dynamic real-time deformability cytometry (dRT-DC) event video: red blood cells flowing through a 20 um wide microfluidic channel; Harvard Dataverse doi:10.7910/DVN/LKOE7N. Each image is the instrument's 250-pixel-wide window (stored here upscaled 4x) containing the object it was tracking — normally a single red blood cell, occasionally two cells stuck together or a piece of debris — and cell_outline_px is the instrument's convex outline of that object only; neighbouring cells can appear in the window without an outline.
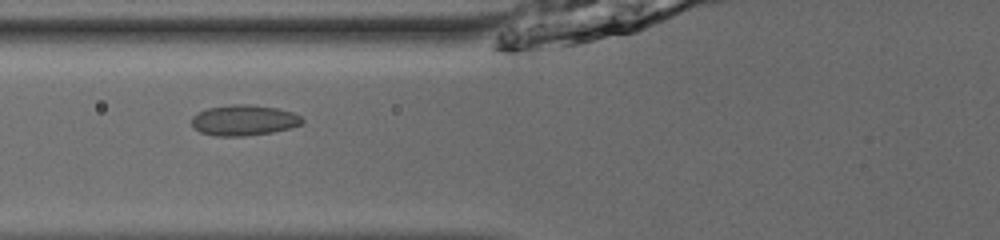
{"species": "common noctule bat (a hibernating species)", "species_latin": "Nyctalus noctula", "temperature_condition": "room temperature", "stored_images_in_passage": 54, "camera_frame_rate_fps": 3000, "um_per_image_px": 0.085, "animal": {"sex": "male", "body_mass_g": 13.0, "forearm_length_mm": 53.1}, "frame": {"image": 1, "passage_image": 24, "time_ms": 7.667, "image_size_px": [1000, 240], "cell_outline_px": [[304, 124], [272, 132], [244, 136], [212, 136], [200, 132], [192, 128], [192, 116], [208, 108], [232, 104], [244, 104], [276, 108], [292, 112], [300, 116], [304, 120]], "centroid_in_image_um": [20.71, 10.23], "position_along_channel_um": 105.1, "area_um2": 19.71}}
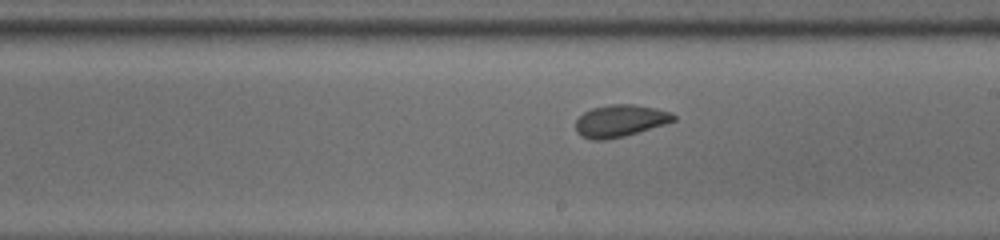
{"frame": {"image": 2, "passage_image": 34, "time_ms": 11.0, "image_size_px": [1000, 240], "cell_outline_px": [[676, 120], [664, 124], [624, 136], [604, 140], [592, 140], [580, 136], [576, 132], [576, 120], [584, 112], [592, 108], [612, 104], [636, 104], [656, 108], [668, 112], [676, 116]], "centroid_in_image_um": [52.68, 10.27], "position_along_channel_um": 236.3, "area_um2": 18.21}}
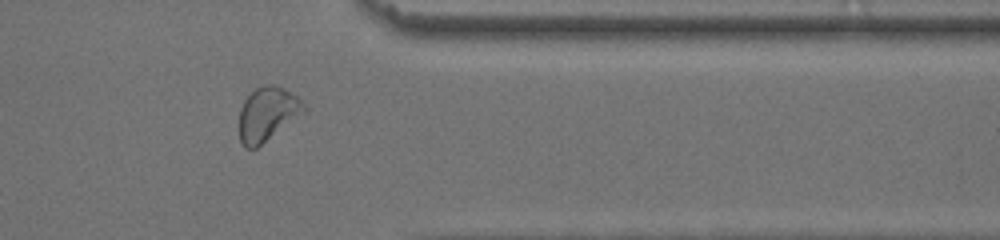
{"frame": {"image": 3, "passage_image": 46, "time_ms": 15.0, "image_size_px": [1000, 240], "cell_outline_px": [[308, 108], [304, 112], [256, 148], [244, 148], [240, 140], [240, 108], [244, 100], [256, 88], [264, 84], [272, 84], [284, 88], [296, 96]], "centroid_in_image_um": [22.72, 9.67], "position_along_channel_um": 388.7, "area_um2": 20.0}, "authors_computed_cell_mechanics": {"area_um2": 19.8832, "velocity_mm_per_s": 3.9253, "shape_relaxation_time_tau1_ms": 4.7427, "shape_relaxation_time_tau2_ms": 1.5761, "deformation_change_tau1": 0.0859, "deformation_change_tau2": 0.04}}